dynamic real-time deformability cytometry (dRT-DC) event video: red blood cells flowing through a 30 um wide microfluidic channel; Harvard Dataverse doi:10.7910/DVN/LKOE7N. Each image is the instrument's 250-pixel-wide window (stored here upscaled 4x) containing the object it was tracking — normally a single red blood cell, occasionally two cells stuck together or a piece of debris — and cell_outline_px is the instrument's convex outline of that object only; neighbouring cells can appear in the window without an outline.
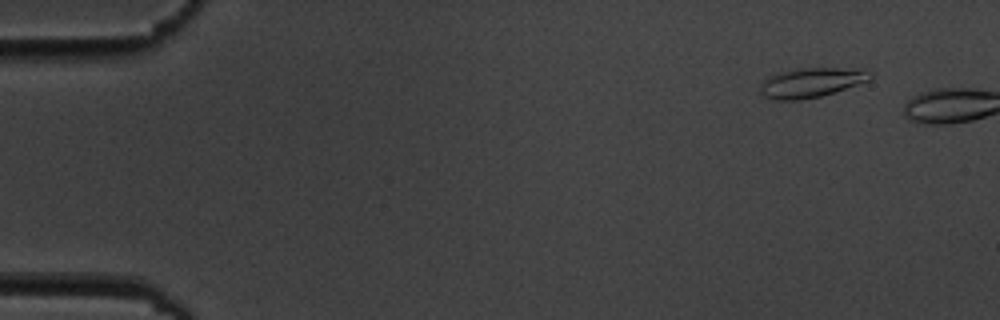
{"species": "common noctule bat (a hibernating species)", "species_latin": "Nyctalus noctula", "temperature_condition": "cold", "stored_images_in_passage": 2, "camera_frame_rate_fps": 3000, "um_per_image_px": 0.085, "animal": {"sex": "male", "body_mass_g": 19.5, "forearm_length_mm": 54.6}, "frame": {"image": 1, "passage_image": 1, "time_ms": 0.0, "image_size_px": [1000, 320], "cell_outline_px": [[872, 76], [868, 80], [820, 96], [800, 100], [776, 100], [760, 96], [760, 88], [764, 80], [780, 72], [804, 68], [860, 68], [872, 72]], "centroid_in_image_um": [68.94, 7.02], "position_along_channel_um": 16.1, "area_um2": 18.67}}